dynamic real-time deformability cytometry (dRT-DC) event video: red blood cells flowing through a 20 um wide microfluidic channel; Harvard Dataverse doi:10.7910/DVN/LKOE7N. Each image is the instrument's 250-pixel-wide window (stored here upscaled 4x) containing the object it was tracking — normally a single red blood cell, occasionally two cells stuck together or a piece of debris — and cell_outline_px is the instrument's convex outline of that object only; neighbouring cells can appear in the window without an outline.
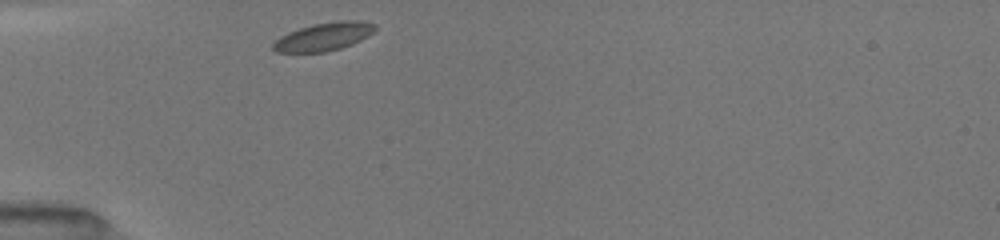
{"species": "common noctule bat (a hibernating species)", "species_latin": "Nyctalus noctula", "temperature_condition": "room temperature", "stored_images_in_passage": 1, "camera_frame_rate_fps": 3000, "um_per_image_px": 0.085, "animal": {"sex": "female", "body_mass_g": 19.5, "forearm_length_mm": 54.1}, "frame": {"image": 1, "passage_image": 1, "time_ms": 0.0, "image_size_px": [1000, 240], "cell_outline_px": [[376, 28], [368, 36], [352, 44], [328, 52], [276, 52], [272, 48], [272, 44], [280, 36], [288, 32], [312, 24], [336, 20], [356, 20], [376, 24]], "centroid_in_image_um": [27.51, 3.11], "position_along_channel_um": 57.5, "area_um2": 16.76}}